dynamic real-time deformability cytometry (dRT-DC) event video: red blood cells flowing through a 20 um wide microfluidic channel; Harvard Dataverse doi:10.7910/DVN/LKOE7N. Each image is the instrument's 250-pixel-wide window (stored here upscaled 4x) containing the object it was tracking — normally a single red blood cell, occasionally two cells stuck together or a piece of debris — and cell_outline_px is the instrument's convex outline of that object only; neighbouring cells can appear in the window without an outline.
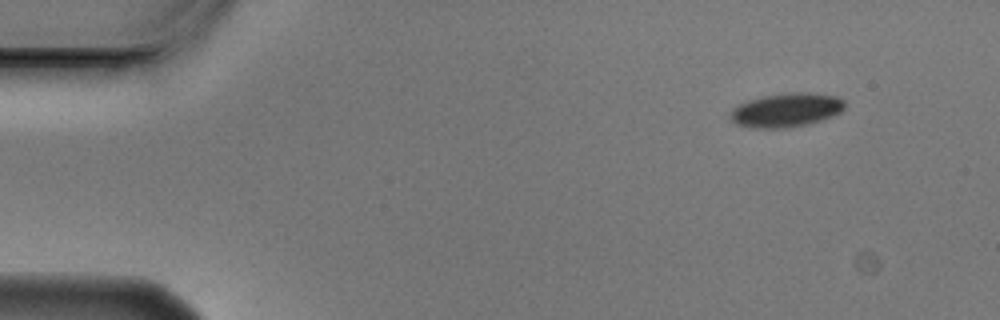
{"species": "Egyptian fruit bat (a non-hibernating species)", "species_latin": "Rousettus aegyptiacus", "temperature_condition": "cold", "stored_images_in_passage": 5, "camera_frame_rate_fps": 3000, "um_per_image_px": 0.085, "animal": {"sex": "male"}, "frame": {"image": 1, "passage_image": 1, "time_ms": 0.0, "image_size_px": [1000, 320], "cell_outline_px": [[844, 108], [840, 112], [832, 116], [808, 124], [784, 128], [752, 128], [736, 124], [732, 120], [732, 108], [748, 100], [764, 96], [792, 92], [808, 92], [836, 96], [844, 100]], "centroid_in_image_um": [66.85, 9.35], "position_along_channel_um": 18.2, "area_um2": 22.43}}
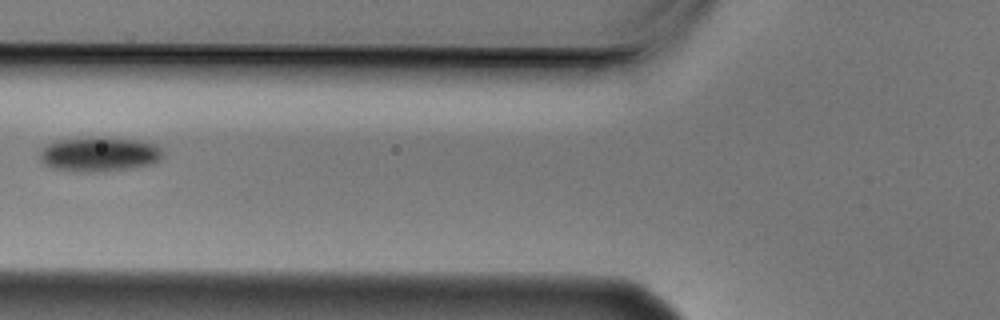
{"frame": {"image": 2, "passage_image": 4, "time_ms": 1.0, "image_size_px": [1000, 320], "cell_outline_px": [[164, 156], [160, 160], [152, 164], [132, 168], [104, 172], [76, 172], [52, 168], [44, 164], [40, 160], [40, 148], [56, 140], [96, 136], [104, 136], [140, 140], [156, 144], [164, 148]], "centroid_in_image_um": [8.48, 13.1], "position_along_channel_um": 117.3, "area_um2": 25.72}}
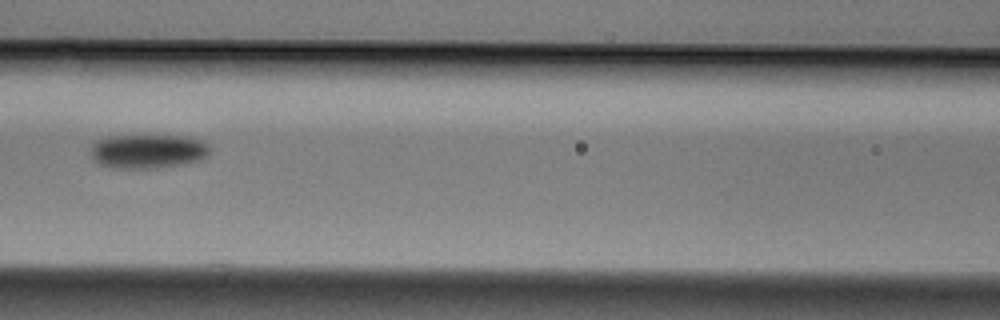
{"frame": {"image": 3, "passage_image": 5, "time_ms": 1.333, "image_size_px": [1000, 320], "cell_outline_px": [[212, 148], [208, 156], [200, 160], [180, 164], [156, 168], [112, 168], [100, 164], [92, 160], [92, 140], [108, 136], [192, 136], [208, 144]], "centroid_in_image_um": [12.57, 12.85], "position_along_channel_um": 154.0, "area_um2": 23.99}}